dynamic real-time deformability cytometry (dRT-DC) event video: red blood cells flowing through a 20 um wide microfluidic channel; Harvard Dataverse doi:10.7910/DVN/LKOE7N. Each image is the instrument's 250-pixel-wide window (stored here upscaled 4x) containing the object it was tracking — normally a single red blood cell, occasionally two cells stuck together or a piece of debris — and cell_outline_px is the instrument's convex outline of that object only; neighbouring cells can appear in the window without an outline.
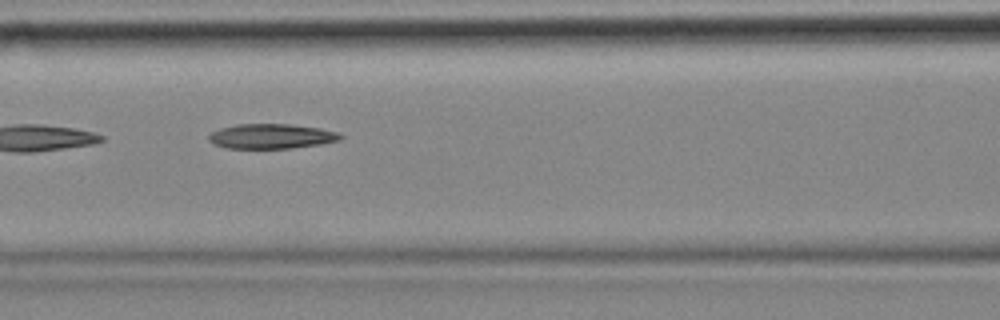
{"species": "common noctule bat (a hibernating species)", "species_latin": "Nyctalus noctula", "temperature_condition": "cold", "stored_images_in_passage": 7, "camera_frame_rate_fps": 3000, "um_per_image_px": 0.085, "animal": {"sex": "female", "body_mass_g": 18.4}, "frame": {"image": 1, "passage_image": 7, "time_ms": 2.0, "image_size_px": [1000, 320], "cell_outline_px": [[344, 136], [340, 140], [320, 144], [292, 148], [228, 148], [216, 144], [208, 140], [208, 136], [212, 132], [220, 128], [236, 124], [288, 124], [320, 128], [336, 132]], "centroid_in_image_um": [23.07, 11.58], "position_along_channel_um": 143.5, "area_um2": 18.9}}